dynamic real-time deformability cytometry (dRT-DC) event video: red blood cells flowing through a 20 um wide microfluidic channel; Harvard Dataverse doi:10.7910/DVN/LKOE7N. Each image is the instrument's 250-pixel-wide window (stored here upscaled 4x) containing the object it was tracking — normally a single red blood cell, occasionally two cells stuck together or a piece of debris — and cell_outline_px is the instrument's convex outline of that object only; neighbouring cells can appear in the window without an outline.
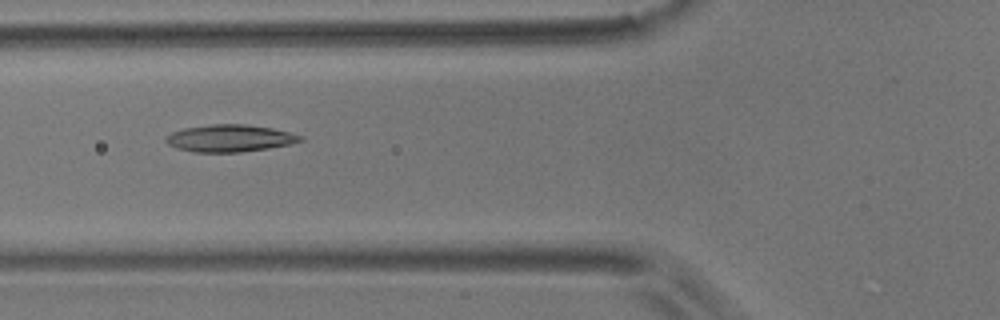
{"species": "common noctule bat (a hibernating species)", "species_latin": "Nyctalus noctula", "temperature_condition": "room temperature", "stored_images_in_passage": 6, "camera_frame_rate_fps": 3000, "um_per_image_px": 0.085, "animal": {"sex": "male", "body_mass_g": 17.9}, "frame": {"image": 1, "passage_image": 2, "time_ms": 1.0, "image_size_px": [1000, 320], "cell_outline_px": [[304, 140], [288, 144], [268, 148], [240, 152], [192, 152], [176, 148], [168, 144], [164, 140], [164, 136], [172, 132], [184, 128], [212, 124], [244, 124], [272, 128], [304, 136]], "centroid_in_image_um": [19.49, 11.75], "position_along_channel_um": 106.3, "area_um2": 21.27}}
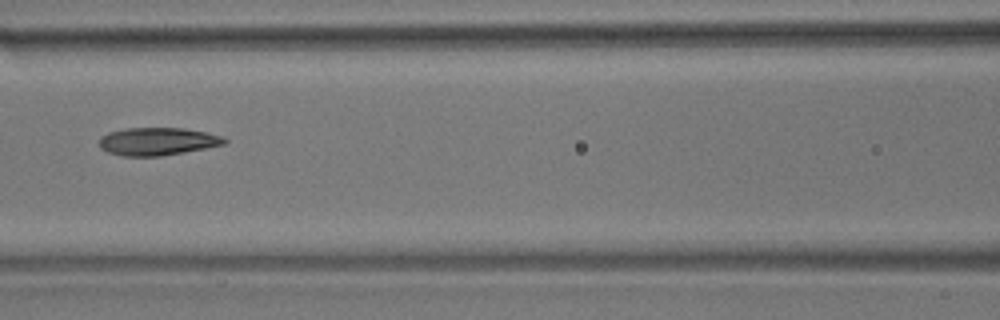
{"frame": {"image": 2, "passage_image": 3, "time_ms": 2.333, "image_size_px": [1000, 320], "cell_outline_px": [[228, 140], [224, 144], [184, 152], [160, 156], [120, 156], [108, 152], [100, 148], [100, 136], [108, 132], [124, 128], [184, 128], [224, 136]], "centroid_in_image_um": [13.36, 12.01], "position_along_channel_um": 153.2, "area_um2": 20.29}}
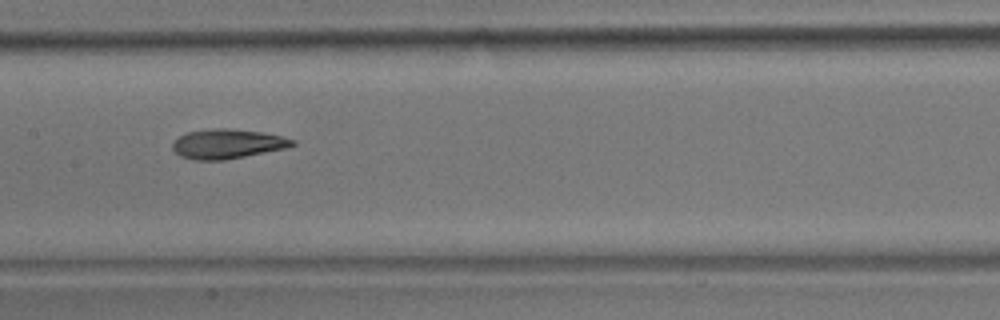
{"frame": {"image": 3, "passage_image": 4, "time_ms": 3.333, "image_size_px": [1000, 320], "cell_outline_px": [[296, 144], [284, 148], [224, 160], [196, 160], [180, 156], [172, 148], [172, 140], [188, 132], [216, 128], [228, 128], [264, 132], [296, 140]], "centroid_in_image_um": [19.3, 12.22], "position_along_channel_um": 188.1, "area_um2": 20.46}}